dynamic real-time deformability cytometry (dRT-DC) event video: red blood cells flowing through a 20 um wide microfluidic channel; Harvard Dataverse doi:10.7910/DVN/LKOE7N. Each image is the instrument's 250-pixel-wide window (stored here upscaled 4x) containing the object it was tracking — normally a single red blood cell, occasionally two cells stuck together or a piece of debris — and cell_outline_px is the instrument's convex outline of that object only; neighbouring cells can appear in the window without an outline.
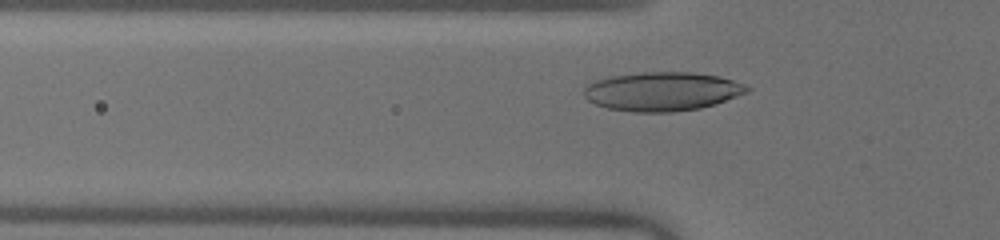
{"species": "human", "species_latin": "Homo sapiens", "temperature_condition": "warm", "stored_images_in_passage": 31, "camera_frame_rate_fps": 3000, "um_per_image_px": 0.085, "donor": {"sex": "male"}, "frame": {"image": 1, "passage_image": 6, "time_ms": 1.667, "image_size_px": [1000, 240], "cell_outline_px": [[752, 88], [748, 92], [716, 104], [700, 108], [672, 112], [632, 112], [608, 108], [596, 104], [588, 100], [584, 96], [584, 84], [608, 76], [640, 72], [692, 72], [720, 76], [744, 84]], "centroid_in_image_um": [56.27, 7.76], "position_along_channel_um": 69.5, "area_um2": 37.28}}
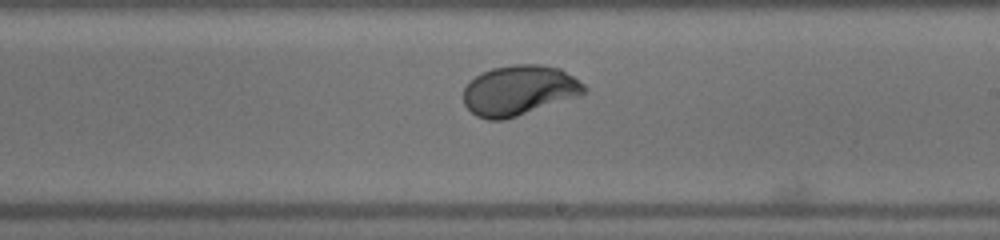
{"frame": {"image": 2, "passage_image": 19, "time_ms": 6.0, "image_size_px": [1000, 240], "cell_outline_px": [[588, 92], [504, 120], [488, 120], [476, 116], [464, 104], [464, 88], [476, 76], [492, 68], [512, 64], [540, 64], [560, 68], [584, 84], [588, 88]], "centroid_in_image_um": [44.12, 7.67], "position_along_channel_um": 244.9, "area_um2": 34.85}}
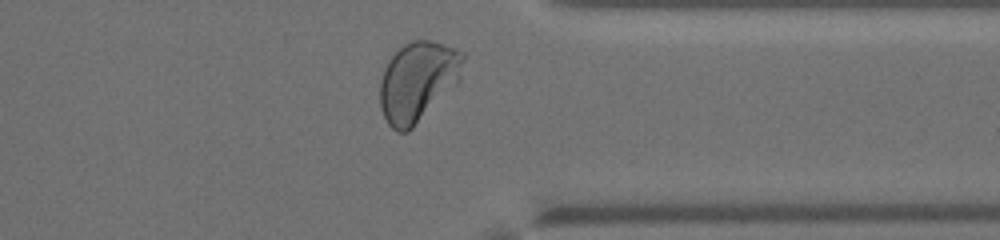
{"frame": {"image": 3, "passage_image": 29, "time_ms": 9.333, "image_size_px": [1000, 240], "cell_outline_px": [[464, 60], [460, 80], [408, 132], [396, 132], [388, 124], [380, 108], [380, 80], [384, 68], [388, 60], [404, 44], [412, 40], [432, 40], [444, 44], [464, 52]], "centroid_in_image_um": [35.5, 6.91], "position_along_channel_um": 375.9, "area_um2": 38.61}, "authors_computed_cell_mechanics": {"area_um2": 34.8534, "velocity_mm_per_s": 4.0393, "shape_relaxation_time_tau1_ms": 2.931, "shape_relaxation_time_tau2_ms": null, "deformation_change_tau1": 0.1686, "deformation_change_tau2": null}}